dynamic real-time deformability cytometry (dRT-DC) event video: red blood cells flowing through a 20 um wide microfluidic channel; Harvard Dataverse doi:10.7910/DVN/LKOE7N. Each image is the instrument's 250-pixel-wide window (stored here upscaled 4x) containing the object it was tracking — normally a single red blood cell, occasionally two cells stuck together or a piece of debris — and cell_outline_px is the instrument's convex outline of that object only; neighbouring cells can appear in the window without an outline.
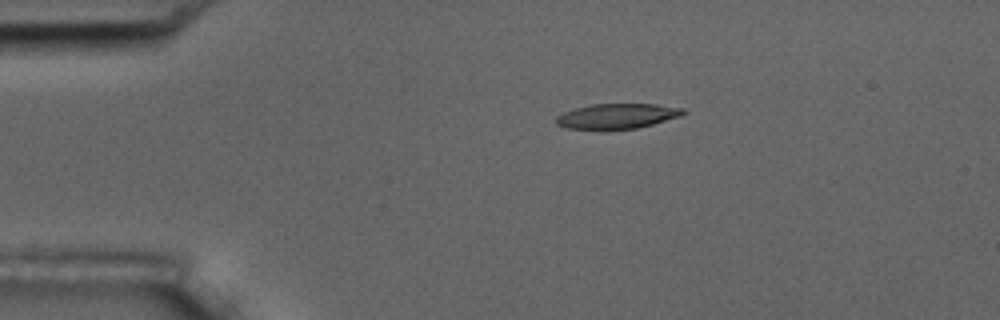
{"species": "common noctule bat (a hibernating species)", "species_latin": "Nyctalus noctula", "temperature_condition": "room temperature", "stored_images_in_passage": 13, "camera_frame_rate_fps": 3000, "um_per_image_px": 0.085, "animal": {"sex": "male", "body_mass_g": 17.5, "forearm_length_mm": 52.3}, "frame": {"image": 1, "passage_image": 1, "time_ms": 0.0, "image_size_px": [1000, 320], "cell_outline_px": [[688, 112], [680, 116], [652, 124], [636, 128], [604, 132], [568, 128], [556, 124], [556, 116], [564, 112], [576, 108], [592, 104], [656, 104], [684, 108]], "centroid_in_image_um": [52.43, 9.9], "position_along_channel_um": 32.6, "area_um2": 19.13}}
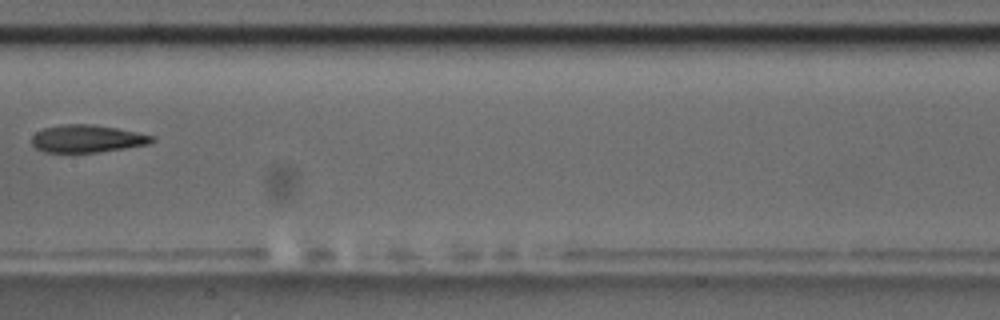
{"frame": {"image": 2, "passage_image": 6, "time_ms": 6.0, "image_size_px": [1000, 320], "cell_outline_px": [[156, 140], [148, 144], [124, 148], [96, 152], [44, 152], [36, 148], [32, 144], [32, 136], [36, 132], [44, 128], [64, 124], [92, 124], [116, 128], [156, 136]], "centroid_in_image_um": [7.41, 11.78], "position_along_channel_um": 200.0, "area_um2": 19.19}}
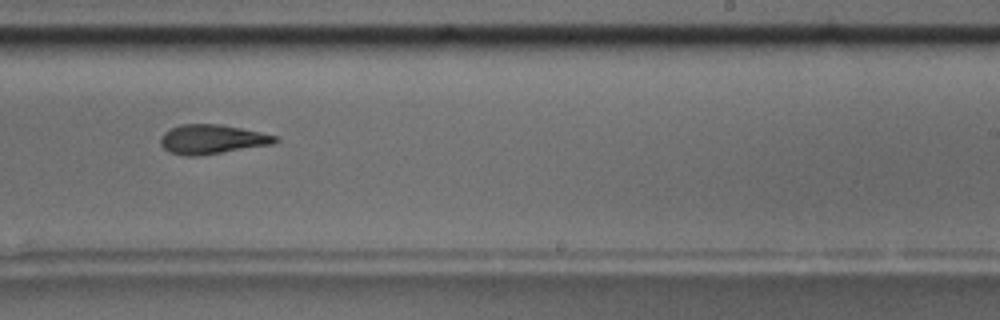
{"frame": {"image": 3, "passage_image": 8, "time_ms": 8.0, "image_size_px": [1000, 320], "cell_outline_px": [[280, 140], [276, 144], [200, 156], [184, 156], [168, 152], [160, 144], [160, 136], [164, 132], [180, 124], [220, 124], [260, 132], [276, 136]], "centroid_in_image_um": [18.03, 11.85], "position_along_channel_um": 271.0, "area_um2": 19.88}, "authors_computed_cell_mechanics": {"area_um2": 19.5942, "velocity_mm_per_s": 3.5512, "shape_relaxation_time_tau1_ms": 8.6449, "shape_relaxation_time_tau2_ms": 5.1501, "deformation_change_tau1": 0.231, "deformation_change_tau2": 0.1457}}